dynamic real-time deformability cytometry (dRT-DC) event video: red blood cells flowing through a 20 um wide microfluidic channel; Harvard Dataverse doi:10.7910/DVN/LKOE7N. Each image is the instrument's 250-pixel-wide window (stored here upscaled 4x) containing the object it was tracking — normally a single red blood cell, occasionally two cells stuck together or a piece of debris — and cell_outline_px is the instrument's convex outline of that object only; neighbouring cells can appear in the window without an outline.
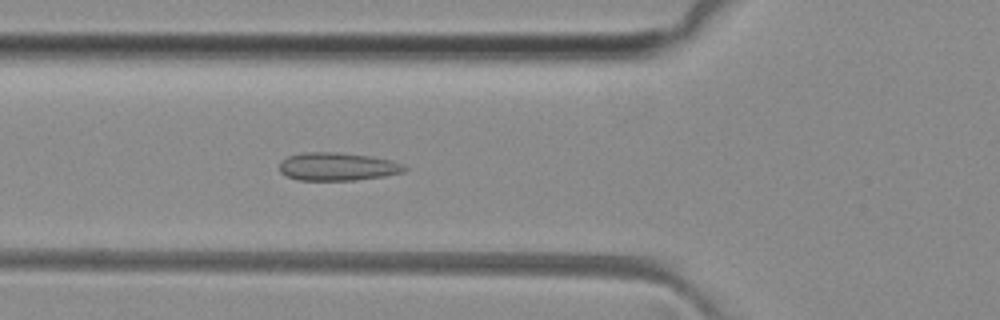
{"species": "common noctule bat (a hibernating species)", "species_latin": "Nyctalus noctula", "temperature_condition": "room temperature", "stored_images_in_passage": 50, "camera_frame_rate_fps": 3000, "um_per_image_px": 0.085, "animal": {"sex": "female", "body_mass_g": 29.2, "forearm_length_mm": 56.3}, "frame": {"image": 1, "passage_image": 18, "time_ms": 5.667, "image_size_px": [1000, 320], "cell_outline_px": [[408, 168], [404, 172], [384, 176], [356, 180], [296, 180], [280, 172], [280, 160], [288, 156], [300, 152], [336, 152], [372, 156], [388, 160], [400, 164]], "centroid_in_image_um": [28.64, 14.16], "position_along_channel_um": 97.2, "area_um2": 20.46}}
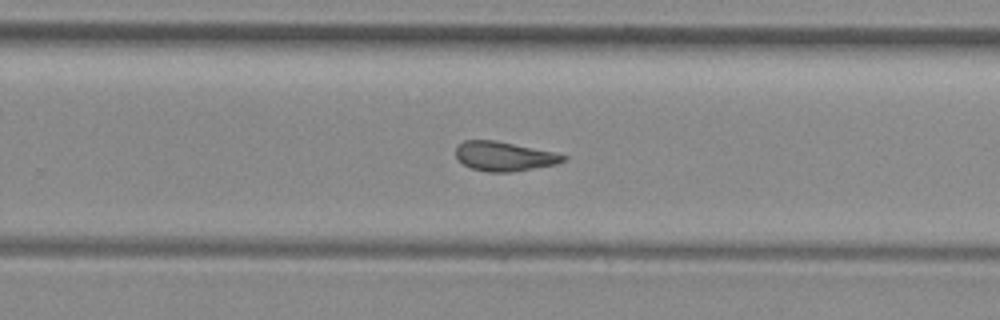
{"frame": {"image": 2, "passage_image": 32, "time_ms": 10.333, "image_size_px": [1000, 320], "cell_outline_px": [[568, 160], [556, 164], [512, 172], [488, 172], [472, 168], [464, 164], [456, 156], [456, 144], [464, 140], [496, 140], [552, 152], [568, 156]], "centroid_in_image_um": [42.85, 13.28], "position_along_channel_um": 287.0, "area_um2": 18.32}}
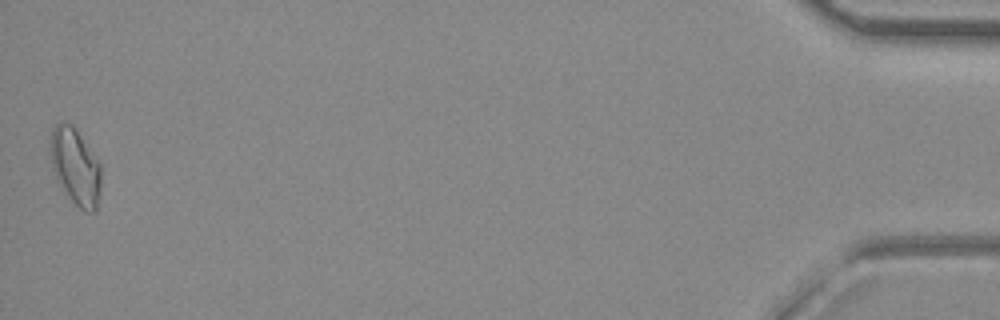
{"frame": {"image": 3, "passage_image": 50, "time_ms": 16.333, "image_size_px": [1000, 320], "cell_outline_px": [[100, 192], [96, 212], [84, 212], [60, 188], [56, 180], [52, 168], [48, 152], [48, 140], [56, 124], [64, 120], [76, 132], [100, 164]], "centroid_in_image_um": [6.35, 14.21], "position_along_channel_um": 428.8, "area_um2": 22.6}, "authors_computed_cell_mechanics": {"area_um2": 19.3052, "velocity_mm_per_s": 4.0814, "shape_relaxation_time_tau1_ms": null, "shape_relaxation_time_tau2_ms": 2.6126, "deformation_change_tau1": null, "deformation_change_tau2": 0.0635}}